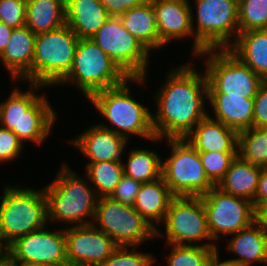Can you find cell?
Here are the masks:
<instances>
[{"label": "cell", "mask_w": 267, "mask_h": 266, "mask_svg": "<svg viewBox=\"0 0 267 266\" xmlns=\"http://www.w3.org/2000/svg\"><path fill=\"white\" fill-rule=\"evenodd\" d=\"M35 38L36 34L26 25L13 29L6 49L0 55L1 62L9 70L13 80L26 79L31 83Z\"/></svg>", "instance_id": "20"}, {"label": "cell", "mask_w": 267, "mask_h": 266, "mask_svg": "<svg viewBox=\"0 0 267 266\" xmlns=\"http://www.w3.org/2000/svg\"><path fill=\"white\" fill-rule=\"evenodd\" d=\"M197 18L193 52L228 49L230 38L239 33L238 0H196Z\"/></svg>", "instance_id": "9"}, {"label": "cell", "mask_w": 267, "mask_h": 266, "mask_svg": "<svg viewBox=\"0 0 267 266\" xmlns=\"http://www.w3.org/2000/svg\"><path fill=\"white\" fill-rule=\"evenodd\" d=\"M155 13L156 28L160 42L164 45L171 40L194 34L192 10L188 0H150Z\"/></svg>", "instance_id": "17"}, {"label": "cell", "mask_w": 267, "mask_h": 266, "mask_svg": "<svg viewBox=\"0 0 267 266\" xmlns=\"http://www.w3.org/2000/svg\"><path fill=\"white\" fill-rule=\"evenodd\" d=\"M238 156L255 166L267 167V126L238 132Z\"/></svg>", "instance_id": "30"}, {"label": "cell", "mask_w": 267, "mask_h": 266, "mask_svg": "<svg viewBox=\"0 0 267 266\" xmlns=\"http://www.w3.org/2000/svg\"><path fill=\"white\" fill-rule=\"evenodd\" d=\"M209 55L206 62L208 93L254 98L264 79L245 65L229 49H208L202 55Z\"/></svg>", "instance_id": "10"}, {"label": "cell", "mask_w": 267, "mask_h": 266, "mask_svg": "<svg viewBox=\"0 0 267 266\" xmlns=\"http://www.w3.org/2000/svg\"><path fill=\"white\" fill-rule=\"evenodd\" d=\"M184 139L198 152H238V132L209 114Z\"/></svg>", "instance_id": "19"}, {"label": "cell", "mask_w": 267, "mask_h": 266, "mask_svg": "<svg viewBox=\"0 0 267 266\" xmlns=\"http://www.w3.org/2000/svg\"><path fill=\"white\" fill-rule=\"evenodd\" d=\"M94 224L76 225L64 230L67 262L77 266H99L118 247Z\"/></svg>", "instance_id": "16"}, {"label": "cell", "mask_w": 267, "mask_h": 266, "mask_svg": "<svg viewBox=\"0 0 267 266\" xmlns=\"http://www.w3.org/2000/svg\"><path fill=\"white\" fill-rule=\"evenodd\" d=\"M0 22L15 29L26 24V0H0Z\"/></svg>", "instance_id": "36"}, {"label": "cell", "mask_w": 267, "mask_h": 266, "mask_svg": "<svg viewBox=\"0 0 267 266\" xmlns=\"http://www.w3.org/2000/svg\"><path fill=\"white\" fill-rule=\"evenodd\" d=\"M174 197L162 176L154 181L142 183L136 195L133 207L156 230L155 237L161 235L155 224L163 223Z\"/></svg>", "instance_id": "22"}, {"label": "cell", "mask_w": 267, "mask_h": 266, "mask_svg": "<svg viewBox=\"0 0 267 266\" xmlns=\"http://www.w3.org/2000/svg\"><path fill=\"white\" fill-rule=\"evenodd\" d=\"M70 142L78 147L82 154L84 153L90 159V162H101L122 161L121 155L128 140L111 130L96 125Z\"/></svg>", "instance_id": "18"}, {"label": "cell", "mask_w": 267, "mask_h": 266, "mask_svg": "<svg viewBox=\"0 0 267 266\" xmlns=\"http://www.w3.org/2000/svg\"><path fill=\"white\" fill-rule=\"evenodd\" d=\"M263 126H267V81H264L254 97L252 127Z\"/></svg>", "instance_id": "39"}, {"label": "cell", "mask_w": 267, "mask_h": 266, "mask_svg": "<svg viewBox=\"0 0 267 266\" xmlns=\"http://www.w3.org/2000/svg\"><path fill=\"white\" fill-rule=\"evenodd\" d=\"M66 25L79 37L91 38L110 17L96 0H66Z\"/></svg>", "instance_id": "24"}, {"label": "cell", "mask_w": 267, "mask_h": 266, "mask_svg": "<svg viewBox=\"0 0 267 266\" xmlns=\"http://www.w3.org/2000/svg\"><path fill=\"white\" fill-rule=\"evenodd\" d=\"M79 37L65 24L36 34L30 87L57 85L71 70Z\"/></svg>", "instance_id": "6"}, {"label": "cell", "mask_w": 267, "mask_h": 266, "mask_svg": "<svg viewBox=\"0 0 267 266\" xmlns=\"http://www.w3.org/2000/svg\"><path fill=\"white\" fill-rule=\"evenodd\" d=\"M91 38L128 77L147 76L150 52L123 26L119 16H110Z\"/></svg>", "instance_id": "12"}, {"label": "cell", "mask_w": 267, "mask_h": 266, "mask_svg": "<svg viewBox=\"0 0 267 266\" xmlns=\"http://www.w3.org/2000/svg\"><path fill=\"white\" fill-rule=\"evenodd\" d=\"M163 223L167 244L191 246L194 241L213 240L201 197H174Z\"/></svg>", "instance_id": "14"}, {"label": "cell", "mask_w": 267, "mask_h": 266, "mask_svg": "<svg viewBox=\"0 0 267 266\" xmlns=\"http://www.w3.org/2000/svg\"><path fill=\"white\" fill-rule=\"evenodd\" d=\"M261 170V167L255 166L236 156L216 187L227 194L253 202Z\"/></svg>", "instance_id": "26"}, {"label": "cell", "mask_w": 267, "mask_h": 266, "mask_svg": "<svg viewBox=\"0 0 267 266\" xmlns=\"http://www.w3.org/2000/svg\"><path fill=\"white\" fill-rule=\"evenodd\" d=\"M147 0H101L110 16H120L131 8L142 5Z\"/></svg>", "instance_id": "40"}, {"label": "cell", "mask_w": 267, "mask_h": 266, "mask_svg": "<svg viewBox=\"0 0 267 266\" xmlns=\"http://www.w3.org/2000/svg\"><path fill=\"white\" fill-rule=\"evenodd\" d=\"M13 266H34V265L23 264V263H19V262L13 260Z\"/></svg>", "instance_id": "47"}, {"label": "cell", "mask_w": 267, "mask_h": 266, "mask_svg": "<svg viewBox=\"0 0 267 266\" xmlns=\"http://www.w3.org/2000/svg\"><path fill=\"white\" fill-rule=\"evenodd\" d=\"M172 246L168 257V266H203L209 256L216 250V244L205 243L203 245H175Z\"/></svg>", "instance_id": "32"}, {"label": "cell", "mask_w": 267, "mask_h": 266, "mask_svg": "<svg viewBox=\"0 0 267 266\" xmlns=\"http://www.w3.org/2000/svg\"><path fill=\"white\" fill-rule=\"evenodd\" d=\"M0 266H13V259L8 255L0 262Z\"/></svg>", "instance_id": "46"}, {"label": "cell", "mask_w": 267, "mask_h": 266, "mask_svg": "<svg viewBox=\"0 0 267 266\" xmlns=\"http://www.w3.org/2000/svg\"><path fill=\"white\" fill-rule=\"evenodd\" d=\"M203 266H232L227 260L220 262L218 251H214Z\"/></svg>", "instance_id": "43"}, {"label": "cell", "mask_w": 267, "mask_h": 266, "mask_svg": "<svg viewBox=\"0 0 267 266\" xmlns=\"http://www.w3.org/2000/svg\"><path fill=\"white\" fill-rule=\"evenodd\" d=\"M118 246L109 258L99 266H150L156 260L149 254L137 253L135 248Z\"/></svg>", "instance_id": "35"}, {"label": "cell", "mask_w": 267, "mask_h": 266, "mask_svg": "<svg viewBox=\"0 0 267 266\" xmlns=\"http://www.w3.org/2000/svg\"><path fill=\"white\" fill-rule=\"evenodd\" d=\"M171 156L162 161L161 176L175 197H201L214 185L207 178L199 152L184 138H167Z\"/></svg>", "instance_id": "8"}, {"label": "cell", "mask_w": 267, "mask_h": 266, "mask_svg": "<svg viewBox=\"0 0 267 266\" xmlns=\"http://www.w3.org/2000/svg\"><path fill=\"white\" fill-rule=\"evenodd\" d=\"M4 249V250H3ZM7 247L0 242V262L7 256Z\"/></svg>", "instance_id": "45"}, {"label": "cell", "mask_w": 267, "mask_h": 266, "mask_svg": "<svg viewBox=\"0 0 267 266\" xmlns=\"http://www.w3.org/2000/svg\"><path fill=\"white\" fill-rule=\"evenodd\" d=\"M41 228L16 239L7 247L8 256L23 264L54 266L67 262L64 230L51 232Z\"/></svg>", "instance_id": "15"}, {"label": "cell", "mask_w": 267, "mask_h": 266, "mask_svg": "<svg viewBox=\"0 0 267 266\" xmlns=\"http://www.w3.org/2000/svg\"><path fill=\"white\" fill-rule=\"evenodd\" d=\"M208 100L214 109L215 120L237 132L252 128L254 98L228 93H208Z\"/></svg>", "instance_id": "23"}, {"label": "cell", "mask_w": 267, "mask_h": 266, "mask_svg": "<svg viewBox=\"0 0 267 266\" xmlns=\"http://www.w3.org/2000/svg\"><path fill=\"white\" fill-rule=\"evenodd\" d=\"M64 164L54 181L44 187L47 199L48 220L58 222L92 224L85 217L94 219L98 196L87 185V181L78 177Z\"/></svg>", "instance_id": "4"}, {"label": "cell", "mask_w": 267, "mask_h": 266, "mask_svg": "<svg viewBox=\"0 0 267 266\" xmlns=\"http://www.w3.org/2000/svg\"><path fill=\"white\" fill-rule=\"evenodd\" d=\"M256 211L257 220L267 226V201H265Z\"/></svg>", "instance_id": "44"}, {"label": "cell", "mask_w": 267, "mask_h": 266, "mask_svg": "<svg viewBox=\"0 0 267 266\" xmlns=\"http://www.w3.org/2000/svg\"><path fill=\"white\" fill-rule=\"evenodd\" d=\"M144 77H129L122 84L94 93L89 101L95 105L98 112L107 118L116 128H109L105 124H98L102 128L111 130L128 140V134L138 135L149 140L156 138L151 112L144 105L133 99L129 81L142 83Z\"/></svg>", "instance_id": "2"}, {"label": "cell", "mask_w": 267, "mask_h": 266, "mask_svg": "<svg viewBox=\"0 0 267 266\" xmlns=\"http://www.w3.org/2000/svg\"><path fill=\"white\" fill-rule=\"evenodd\" d=\"M100 225L117 246L133 248L143 241L155 238L156 230L134 209L114 201L111 197H99L93 221Z\"/></svg>", "instance_id": "11"}, {"label": "cell", "mask_w": 267, "mask_h": 266, "mask_svg": "<svg viewBox=\"0 0 267 266\" xmlns=\"http://www.w3.org/2000/svg\"><path fill=\"white\" fill-rule=\"evenodd\" d=\"M128 78L92 38H79L71 70L58 84L73 82L89 99L94 93L118 86Z\"/></svg>", "instance_id": "7"}, {"label": "cell", "mask_w": 267, "mask_h": 266, "mask_svg": "<svg viewBox=\"0 0 267 266\" xmlns=\"http://www.w3.org/2000/svg\"><path fill=\"white\" fill-rule=\"evenodd\" d=\"M54 266H77V265H74L72 263L66 262V263H63L61 265H54Z\"/></svg>", "instance_id": "48"}, {"label": "cell", "mask_w": 267, "mask_h": 266, "mask_svg": "<svg viewBox=\"0 0 267 266\" xmlns=\"http://www.w3.org/2000/svg\"><path fill=\"white\" fill-rule=\"evenodd\" d=\"M127 165L123 163L124 175L141 183L161 177L162 160L151 150L136 149L128 154Z\"/></svg>", "instance_id": "29"}, {"label": "cell", "mask_w": 267, "mask_h": 266, "mask_svg": "<svg viewBox=\"0 0 267 266\" xmlns=\"http://www.w3.org/2000/svg\"><path fill=\"white\" fill-rule=\"evenodd\" d=\"M13 28L7 26L5 23L0 22V55L6 49V46L11 37Z\"/></svg>", "instance_id": "42"}, {"label": "cell", "mask_w": 267, "mask_h": 266, "mask_svg": "<svg viewBox=\"0 0 267 266\" xmlns=\"http://www.w3.org/2000/svg\"><path fill=\"white\" fill-rule=\"evenodd\" d=\"M166 83L157 92V112L152 115L156 138H185L208 114L204 97L208 99V82L205 75L182 65L168 73Z\"/></svg>", "instance_id": "1"}, {"label": "cell", "mask_w": 267, "mask_h": 266, "mask_svg": "<svg viewBox=\"0 0 267 266\" xmlns=\"http://www.w3.org/2000/svg\"><path fill=\"white\" fill-rule=\"evenodd\" d=\"M52 108L44 95L16 88L0 104L1 127L13 131L22 143L29 140L40 145L50 134L56 118Z\"/></svg>", "instance_id": "3"}, {"label": "cell", "mask_w": 267, "mask_h": 266, "mask_svg": "<svg viewBox=\"0 0 267 266\" xmlns=\"http://www.w3.org/2000/svg\"><path fill=\"white\" fill-rule=\"evenodd\" d=\"M123 26L138 39L150 52V49L163 47L156 28L155 13L152 2L131 8L119 16Z\"/></svg>", "instance_id": "27"}, {"label": "cell", "mask_w": 267, "mask_h": 266, "mask_svg": "<svg viewBox=\"0 0 267 266\" xmlns=\"http://www.w3.org/2000/svg\"><path fill=\"white\" fill-rule=\"evenodd\" d=\"M265 201H267V167L262 168L259 176L258 188L253 200L255 209L257 210Z\"/></svg>", "instance_id": "41"}, {"label": "cell", "mask_w": 267, "mask_h": 266, "mask_svg": "<svg viewBox=\"0 0 267 266\" xmlns=\"http://www.w3.org/2000/svg\"><path fill=\"white\" fill-rule=\"evenodd\" d=\"M227 249L239 258L228 259L232 266H250L252 263H267V226L255 220L230 239Z\"/></svg>", "instance_id": "21"}, {"label": "cell", "mask_w": 267, "mask_h": 266, "mask_svg": "<svg viewBox=\"0 0 267 266\" xmlns=\"http://www.w3.org/2000/svg\"><path fill=\"white\" fill-rule=\"evenodd\" d=\"M141 186V182L124 175L110 197L124 205L133 206Z\"/></svg>", "instance_id": "38"}, {"label": "cell", "mask_w": 267, "mask_h": 266, "mask_svg": "<svg viewBox=\"0 0 267 266\" xmlns=\"http://www.w3.org/2000/svg\"><path fill=\"white\" fill-rule=\"evenodd\" d=\"M201 198L213 240L221 234H235L257 220V211L253 202L227 194L216 186Z\"/></svg>", "instance_id": "13"}, {"label": "cell", "mask_w": 267, "mask_h": 266, "mask_svg": "<svg viewBox=\"0 0 267 266\" xmlns=\"http://www.w3.org/2000/svg\"><path fill=\"white\" fill-rule=\"evenodd\" d=\"M239 33L267 29V0H238Z\"/></svg>", "instance_id": "33"}, {"label": "cell", "mask_w": 267, "mask_h": 266, "mask_svg": "<svg viewBox=\"0 0 267 266\" xmlns=\"http://www.w3.org/2000/svg\"><path fill=\"white\" fill-rule=\"evenodd\" d=\"M66 0H26V26L34 33L55 30L66 24Z\"/></svg>", "instance_id": "28"}, {"label": "cell", "mask_w": 267, "mask_h": 266, "mask_svg": "<svg viewBox=\"0 0 267 266\" xmlns=\"http://www.w3.org/2000/svg\"><path fill=\"white\" fill-rule=\"evenodd\" d=\"M236 156L238 152H199L205 174L214 186L222 180Z\"/></svg>", "instance_id": "34"}, {"label": "cell", "mask_w": 267, "mask_h": 266, "mask_svg": "<svg viewBox=\"0 0 267 266\" xmlns=\"http://www.w3.org/2000/svg\"><path fill=\"white\" fill-rule=\"evenodd\" d=\"M40 191V192H39ZM6 187L0 204V242L8 247L16 239L46 226L44 189Z\"/></svg>", "instance_id": "5"}, {"label": "cell", "mask_w": 267, "mask_h": 266, "mask_svg": "<svg viewBox=\"0 0 267 266\" xmlns=\"http://www.w3.org/2000/svg\"><path fill=\"white\" fill-rule=\"evenodd\" d=\"M86 167V175L94 184L98 197H110L124 176L121 161L89 162Z\"/></svg>", "instance_id": "31"}, {"label": "cell", "mask_w": 267, "mask_h": 266, "mask_svg": "<svg viewBox=\"0 0 267 266\" xmlns=\"http://www.w3.org/2000/svg\"><path fill=\"white\" fill-rule=\"evenodd\" d=\"M22 148L23 143L13 131L0 127V162L11 161L19 157Z\"/></svg>", "instance_id": "37"}, {"label": "cell", "mask_w": 267, "mask_h": 266, "mask_svg": "<svg viewBox=\"0 0 267 266\" xmlns=\"http://www.w3.org/2000/svg\"><path fill=\"white\" fill-rule=\"evenodd\" d=\"M228 49L267 81V29L238 33L235 42Z\"/></svg>", "instance_id": "25"}]
</instances>
